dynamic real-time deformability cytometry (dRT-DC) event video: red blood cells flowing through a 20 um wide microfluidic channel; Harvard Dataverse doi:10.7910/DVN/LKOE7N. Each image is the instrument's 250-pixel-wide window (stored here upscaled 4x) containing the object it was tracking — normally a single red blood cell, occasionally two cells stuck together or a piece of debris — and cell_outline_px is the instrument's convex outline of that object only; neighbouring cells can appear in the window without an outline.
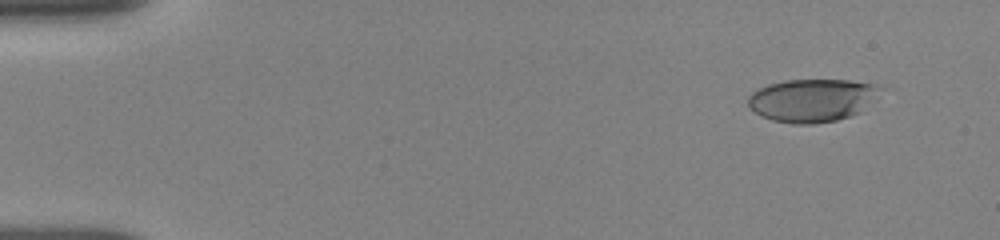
{"species": "human", "species_latin": "Homo sapiens", "temperature_condition": "room temperature", "stored_images_in_passage": 10, "camera_frame_rate_fps": 3000, "um_per_image_px": 0.085, "donor": {"sex": "female"}, "frame": {"image": 1, "passage_image": 2, "time_ms": 1.333, "image_size_px": [1000, 240], "cell_outline_px": [[884, 88], [876, 100], [860, 112], [836, 120], [812, 124], [792, 124], [772, 120], [760, 116], [748, 108], [748, 96], [752, 92], [768, 84], [784, 80], [848, 80], [872, 84]], "centroid_in_image_um": [69.03, 8.52], "position_along_channel_um": 16.0, "area_um2": 33.41}}
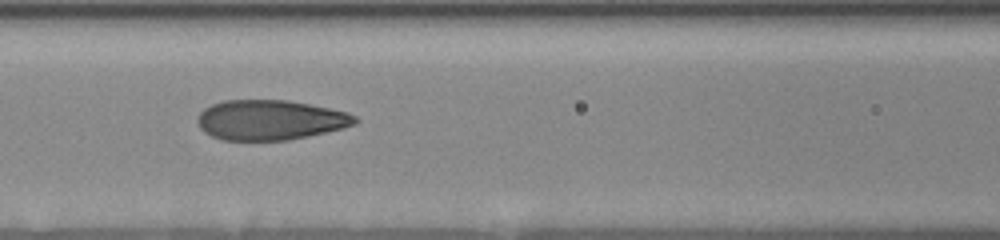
{"frame": {"image": 2, "passage_image": 8, "time_ms": 7.667, "image_size_px": [1000, 240], "cell_outline_px": [[360, 120], [356, 124], [344, 128], [308, 136], [288, 140], [224, 140], [212, 136], [204, 132], [200, 128], [196, 120], [200, 112], [204, 108], [212, 104], [224, 100], [288, 100], [348, 112], [356, 116]], "centroid_in_image_um": [22.97, 10.2], "position_along_channel_um": 143.6, "area_um2": 36.82}}
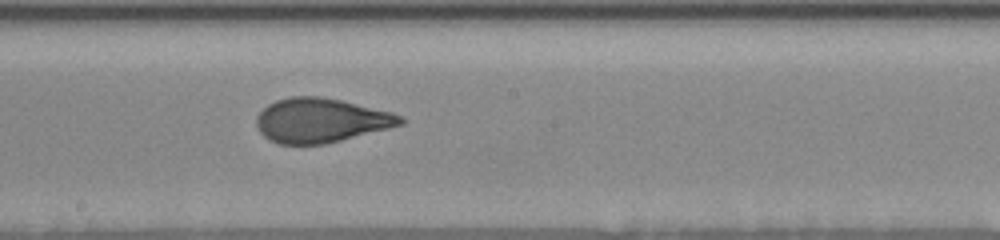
{"frame": {"image": 3, "passage_image": 10, "time_ms": 9.667, "image_size_px": [1000, 240], "cell_outline_px": [[404, 124], [324, 144], [280, 144], [264, 136], [260, 132], [256, 124], [256, 116], [268, 104], [276, 100], [292, 96], [320, 96], [340, 100], [392, 112], [400, 116], [404, 120]], "centroid_in_image_um": [27.25, 10.22], "position_along_channel_um": 221.0, "area_um2": 36.82}}